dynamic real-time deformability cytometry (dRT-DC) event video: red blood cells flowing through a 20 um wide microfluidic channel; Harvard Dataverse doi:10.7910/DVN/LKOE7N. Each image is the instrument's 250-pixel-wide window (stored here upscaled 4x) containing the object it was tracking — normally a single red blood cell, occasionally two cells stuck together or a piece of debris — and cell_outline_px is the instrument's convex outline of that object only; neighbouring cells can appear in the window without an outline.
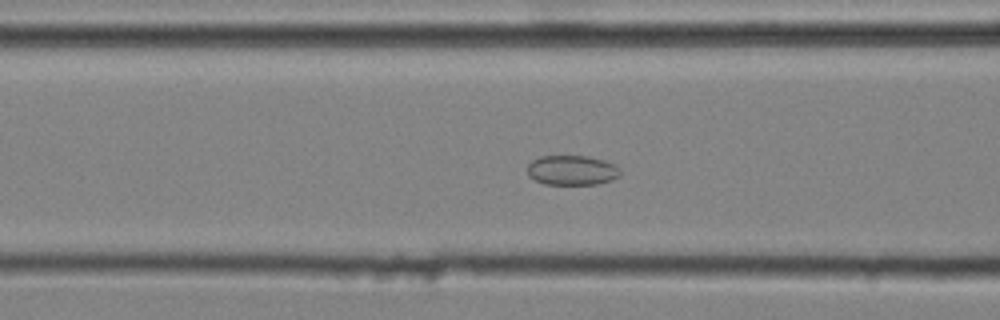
{"species": "common noctule bat (a hibernating species)", "species_latin": "Nyctalus noctula", "temperature_condition": "cold", "stored_images_in_passage": 41, "camera_frame_rate_fps": 3000, "um_per_image_px": 0.085, "animal": {"sex": "male", "body_mass_g": 20.4}, "frame": {"image": 1, "passage_image": 18, "time_ms": 5.667, "image_size_px": [1000, 320], "cell_outline_px": [[620, 176], [612, 180], [596, 184], [544, 184], [528, 176], [528, 164], [532, 160], [540, 156], [588, 156], [604, 160], [616, 164], [620, 168]], "centroid_in_image_um": [48.64, 14.46], "position_along_channel_um": 118.0, "area_um2": 16.24}}
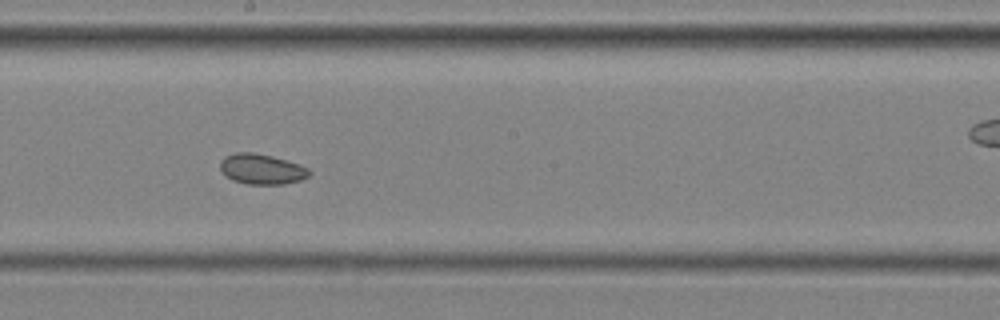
{"frame": {"image": 2, "passage_image": 26, "time_ms": 8.333, "image_size_px": [1000, 320], "cell_outline_px": [[312, 172], [308, 176], [300, 180], [284, 184], [248, 184], [232, 180], [224, 176], [220, 168], [220, 160], [224, 156], [236, 152], [252, 152], [272, 156], [300, 164], [308, 168]], "centroid_in_image_um": [22.22, 14.37], "position_along_channel_um": 226.0, "area_um2": 15.9}}
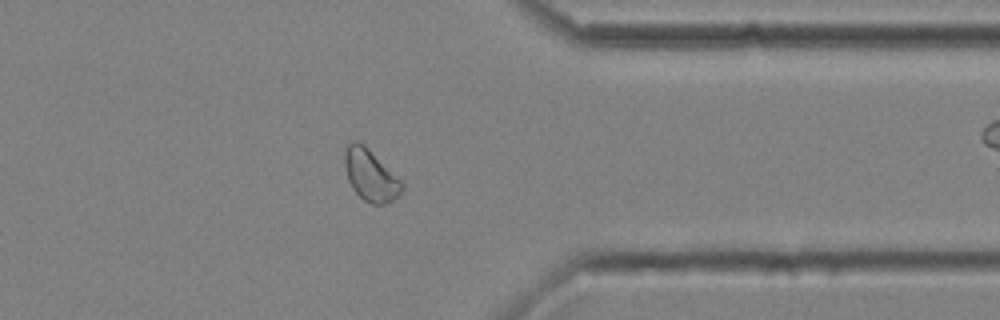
{"frame": {"image": 3, "passage_image": 38, "time_ms": 12.333, "image_size_px": [1000, 320], "cell_outline_px": [[404, 188], [392, 200], [384, 204], [372, 204], [364, 200], [352, 188], [348, 180], [344, 164], [344, 152], [348, 144], [352, 140], [356, 140], [364, 144], [404, 184]], "centroid_in_image_um": [31.46, 14.88], "position_along_channel_um": 379.9, "area_um2": 16.94}, "authors_computed_cell_mechanics": {"area_um2": 16.473, "velocity_mm_per_s": 4.0534, "shape_relaxation_time_tau1_ms": null, "shape_relaxation_time_tau2_ms": 8.5733, "deformation_change_tau1": null, "deformation_change_tau2": 0.1049}}